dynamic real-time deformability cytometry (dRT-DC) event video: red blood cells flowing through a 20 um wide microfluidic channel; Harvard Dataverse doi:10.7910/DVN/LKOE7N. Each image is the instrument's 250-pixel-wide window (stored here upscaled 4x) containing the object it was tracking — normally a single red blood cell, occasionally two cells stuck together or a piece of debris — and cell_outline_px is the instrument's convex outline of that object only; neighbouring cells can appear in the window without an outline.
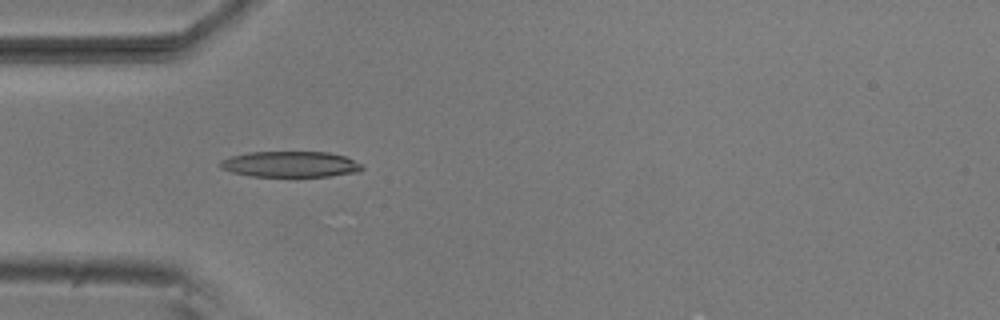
{"species": "common noctule bat (a hibernating species)", "species_latin": "Nyctalus noctula", "temperature_condition": "room temperature", "stored_images_in_passage": 37, "camera_frame_rate_fps": 3000, "um_per_image_px": 0.085, "animal": {"sex": "male", "body_mass_g": 20.5, "forearm_length_mm": 52.5}, "frame": {"image": 1, "passage_image": 8, "time_ms": 2.333, "image_size_px": [1000, 320], "cell_outline_px": [[364, 168], [360, 172], [332, 176], [252, 176], [232, 172], [220, 168], [220, 160], [232, 156], [248, 152], [328, 152], [344, 156], [360, 164]], "centroid_in_image_um": [24.68, 13.96], "position_along_channel_um": 60.3, "area_um2": 21.27}}
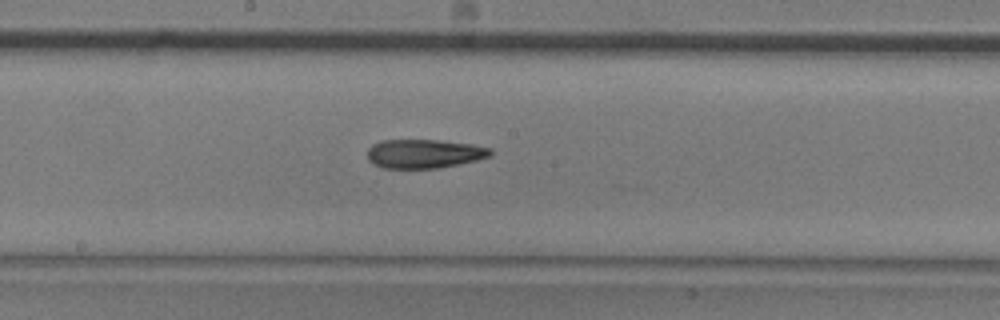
{"frame": {"image": 2, "passage_image": 20, "time_ms": 6.333, "image_size_px": [1000, 320], "cell_outline_px": [[492, 156], [476, 160], [440, 168], [384, 168], [372, 164], [368, 160], [368, 148], [372, 144], [380, 140], [436, 140], [472, 144], [492, 148]], "centroid_in_image_um": [36.05, 13.06], "position_along_channel_um": 212.2, "area_um2": 20.87}}
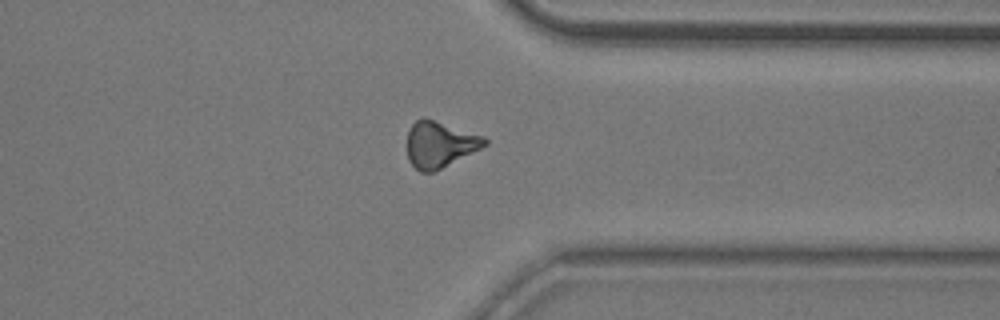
{"frame": {"image": 3, "passage_image": 33, "time_ms": 10.667, "image_size_px": [1000, 320], "cell_outline_px": [[488, 144], [432, 172], [420, 172], [408, 160], [408, 132], [412, 124], [420, 116], [424, 116], [484, 136], [488, 140]], "centroid_in_image_um": [37.36, 12.23], "position_along_channel_um": 374.0, "area_um2": 20.63}, "authors_computed_cell_mechanics": {"area_um2": 20.8658, "velocity_mm_per_s": 3.8169, "shape_relaxation_time_tau1_ms": null, "shape_relaxation_time_tau2_ms": 4.2576, "deformation_change_tau1": null, "deformation_change_tau2": 0.1638}}